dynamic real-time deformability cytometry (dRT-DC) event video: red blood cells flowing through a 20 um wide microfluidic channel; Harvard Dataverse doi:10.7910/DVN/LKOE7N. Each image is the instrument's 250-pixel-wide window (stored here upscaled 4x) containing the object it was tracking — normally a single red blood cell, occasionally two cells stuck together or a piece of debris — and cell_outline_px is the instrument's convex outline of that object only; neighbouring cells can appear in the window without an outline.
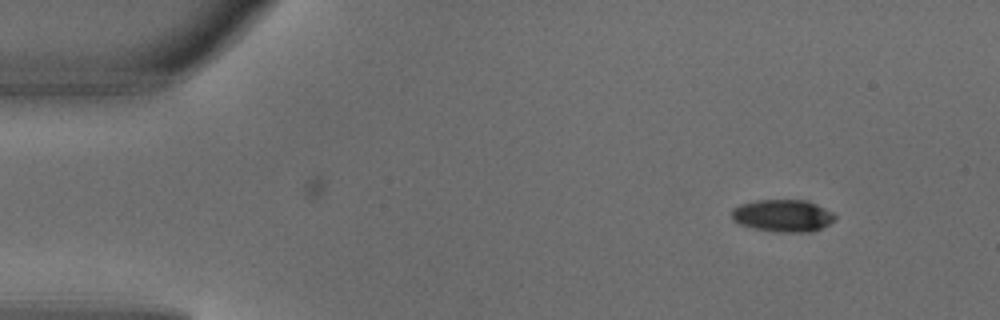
{"species": "common noctule bat (a hibernating species)", "species_latin": "Nyctalus noctula", "temperature_condition": "warm", "stored_images_in_passage": 2, "camera_frame_rate_fps": 3000, "um_per_image_px": 0.085, "animal": {"sex": "male", "body_mass_g": 18.8}, "frame": {"image": 1, "passage_image": 1, "time_ms": 0.0, "image_size_px": [1000, 320], "cell_outline_px": [[836, 220], [812, 232], [780, 232], [756, 228], [740, 224], [732, 220], [732, 208], [740, 204], [756, 200], [804, 200], [816, 204], [832, 212], [836, 216]], "centroid_in_image_um": [66.54, 18.32], "position_along_channel_um": 18.5, "area_um2": 19.31}}